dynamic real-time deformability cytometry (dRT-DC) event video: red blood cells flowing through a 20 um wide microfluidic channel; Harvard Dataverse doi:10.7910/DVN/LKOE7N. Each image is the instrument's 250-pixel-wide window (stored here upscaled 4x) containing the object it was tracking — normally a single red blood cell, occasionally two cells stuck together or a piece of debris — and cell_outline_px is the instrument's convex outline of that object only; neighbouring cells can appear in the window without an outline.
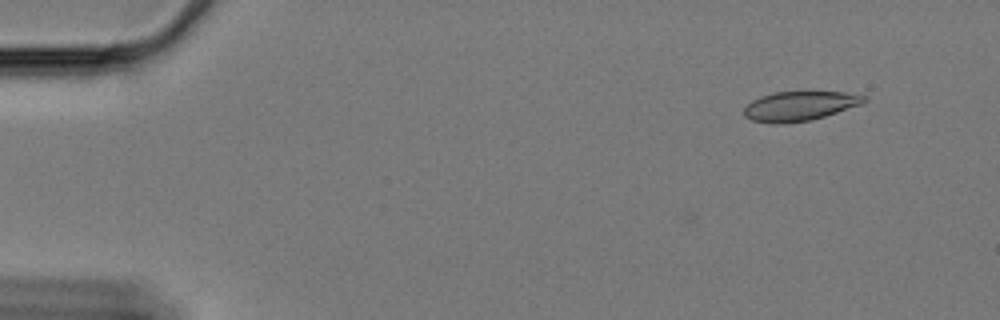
{"species": "Egyptian fruit bat (a non-hibernating species)", "species_latin": "Rousettus aegyptiacus", "temperature_condition": "cold", "stored_images_in_passage": 57, "segment_of_instrument_passage": [1, 2], "camera_frame_rate_fps": 3000, "um_per_image_px": 0.085, "animal": {"sex": "female"}, "frame": {"image": 1, "passage_image": 1, "time_ms": 0.0, "image_size_px": [1000, 320], "cell_outline_px": [[868, 100], [860, 104], [812, 120], [784, 124], [776, 124], [752, 120], [744, 116], [744, 108], [752, 100], [760, 96], [772, 92], [844, 92], [868, 96]], "centroid_in_image_um": [67.94, 9.01], "position_along_channel_um": 17.1, "area_um2": 20.58}}
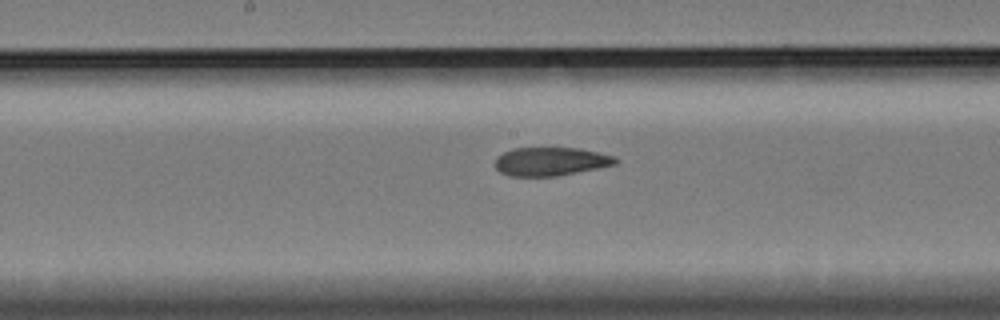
{"frame": {"image": 2, "passage_image": 27, "time_ms": 8.667, "image_size_px": [1000, 320], "cell_outline_px": [[620, 160], [616, 164], [600, 168], [556, 176], [508, 176], [500, 172], [496, 168], [496, 156], [512, 148], [580, 148], [616, 156]], "centroid_in_image_um": [46.84, 13.72], "position_along_channel_um": 201.4, "area_um2": 20.17}}
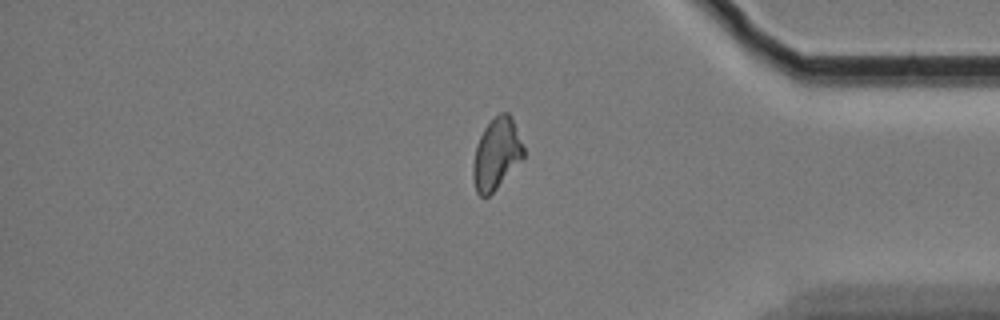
{"frame": {"image": 3, "passage_image": 46, "time_ms": 15.0, "image_size_px": [1000, 320], "cell_outline_px": [[524, 156], [496, 188], [488, 196], [480, 196], [476, 192], [472, 176], [472, 164], [476, 144], [484, 128], [500, 112], [508, 112], [512, 116], [524, 148]], "centroid_in_image_um": [42.17, 13.06], "position_along_channel_um": 393.0, "area_um2": 20.75}}